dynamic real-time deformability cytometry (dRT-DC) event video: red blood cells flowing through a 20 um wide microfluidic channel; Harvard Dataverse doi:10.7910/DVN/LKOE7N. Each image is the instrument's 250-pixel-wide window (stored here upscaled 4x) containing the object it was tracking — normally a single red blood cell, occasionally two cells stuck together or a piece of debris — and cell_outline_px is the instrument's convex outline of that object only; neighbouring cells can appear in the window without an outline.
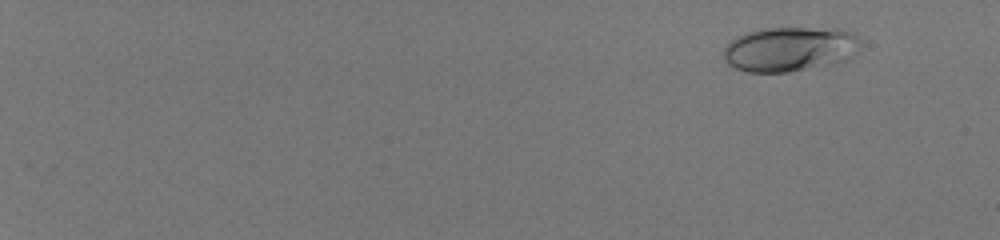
{"species": "human", "species_latin": "Homo sapiens", "temperature_condition": "room temperature", "stored_images_in_passage": 56, "camera_frame_rate_fps": 3000, "um_per_image_px": 0.085, "donor": {"sex": "male"}, "frame": {"image": 1, "passage_image": 7, "time_ms": 2.0, "image_size_px": [1000, 240], "cell_outline_px": [[856, 52], [844, 60], [788, 72], [748, 72], [736, 68], [728, 64], [724, 60], [724, 48], [736, 36], [744, 32], [760, 28], [836, 28], [852, 32], [856, 36]], "centroid_in_image_um": [67.04, 4.15], "position_along_channel_um": 18.0, "area_um2": 35.14}}
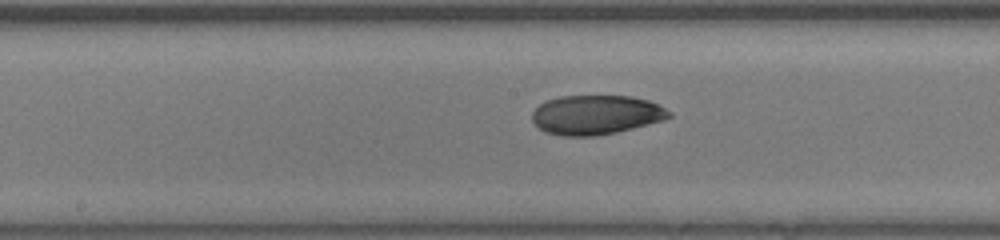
{"frame": {"image": 2, "passage_image": 36, "time_ms": 11.667, "image_size_px": [1000, 240], "cell_outline_px": [[672, 116], [664, 120], [616, 132], [596, 136], [560, 136], [544, 132], [532, 120], [532, 112], [540, 104], [548, 100], [560, 96], [632, 96], [648, 100], [672, 112]], "centroid_in_image_um": [50.66, 9.76], "position_along_channel_um": 197.5, "area_um2": 31.39}}
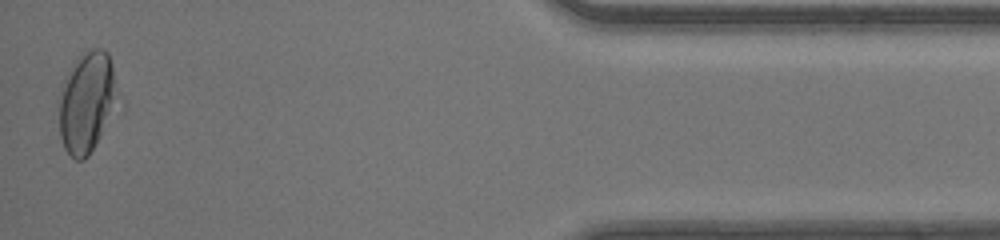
{"frame": {"image": 3, "passage_image": 56, "time_ms": 18.333, "image_size_px": [1000, 240], "cell_outline_px": [[124, 108], [88, 156], [84, 160], [76, 160], [64, 148], [60, 136], [56, 100], [60, 84], [84, 48], [104, 48], [108, 52], [124, 100]], "centroid_in_image_um": [7.49, 8.69], "position_along_channel_um": 427.7, "area_um2": 37.74}, "authors_computed_cell_mechanics": {"area_um2": 31.4432, "velocity_mm_per_s": 4.1973, "shape_relaxation_time_tau1_ms": null, "shape_relaxation_time_tau2_ms": 1.4824, "deformation_change_tau1": null, "deformation_change_tau2": 0.0514}}